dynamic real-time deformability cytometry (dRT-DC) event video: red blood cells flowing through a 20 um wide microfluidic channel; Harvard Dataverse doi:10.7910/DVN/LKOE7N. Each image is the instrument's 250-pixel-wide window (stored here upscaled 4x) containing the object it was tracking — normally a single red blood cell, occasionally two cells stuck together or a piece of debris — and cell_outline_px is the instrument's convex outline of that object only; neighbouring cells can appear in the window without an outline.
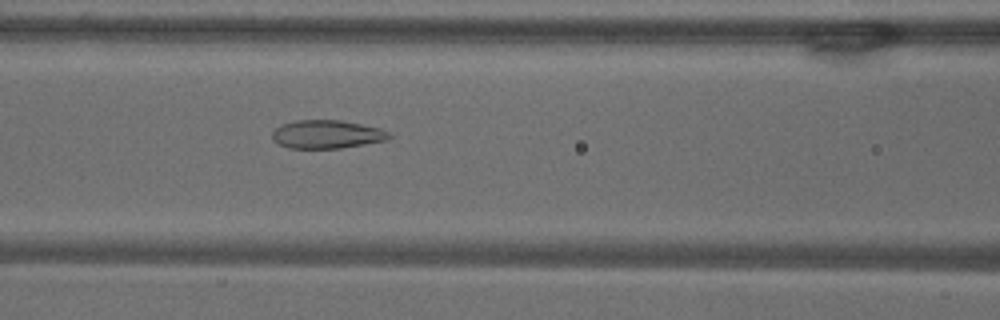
{"species": "common noctule bat (a hibernating species)", "species_latin": "Nyctalus noctula", "temperature_condition": "warm", "stored_images_in_passage": 54, "camera_frame_rate_fps": 3000, "um_per_image_px": 0.085, "animal": {"sex": "male", "body_mass_g": 18.8}, "frame": {"image": 1, "passage_image": 22, "time_ms": 7.0, "image_size_px": [1000, 320], "cell_outline_px": [[392, 136], [388, 140], [340, 148], [288, 148], [272, 140], [272, 132], [280, 124], [296, 120], [340, 120], [380, 128], [392, 132]], "centroid_in_image_um": [27.79, 11.41], "position_along_channel_um": 138.8, "area_um2": 19.42}}
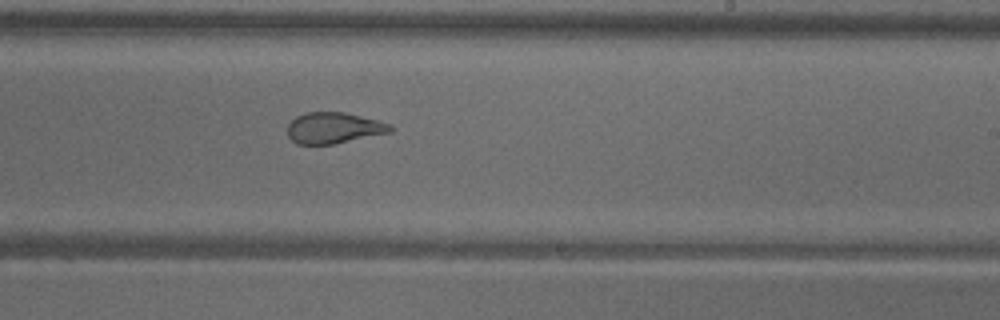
{"frame": {"image": 2, "passage_image": 32, "time_ms": 10.333, "image_size_px": [1000, 320], "cell_outline_px": [[392, 132], [336, 144], [296, 144], [288, 136], [288, 124], [296, 116], [304, 112], [344, 112], [392, 124]], "centroid_in_image_um": [28.37, 10.88], "position_along_channel_um": 260.6, "area_um2": 18.73}}
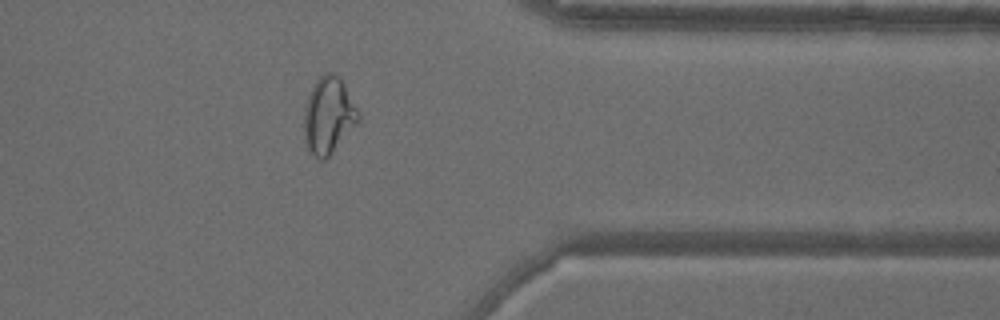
{"frame": {"image": 3, "passage_image": 43, "time_ms": 14.0, "image_size_px": [1000, 320], "cell_outline_px": [[360, 120], [332, 152], [324, 160], [320, 160], [308, 148], [304, 140], [304, 108], [308, 96], [316, 80], [324, 72], [332, 72], [340, 76], [360, 112]], "centroid_in_image_um": [27.93, 9.77], "position_along_channel_um": 383.5, "area_um2": 24.22}, "authors_computed_cell_mechanics": {"area_um2": 24.276, "velocity_mm_per_s": 3.669, "shape_relaxation_time_tau1_ms": null, "shape_relaxation_time_tau2_ms": 1.3612, "deformation_change_tau1": null, "deformation_change_tau2": 0.091}}